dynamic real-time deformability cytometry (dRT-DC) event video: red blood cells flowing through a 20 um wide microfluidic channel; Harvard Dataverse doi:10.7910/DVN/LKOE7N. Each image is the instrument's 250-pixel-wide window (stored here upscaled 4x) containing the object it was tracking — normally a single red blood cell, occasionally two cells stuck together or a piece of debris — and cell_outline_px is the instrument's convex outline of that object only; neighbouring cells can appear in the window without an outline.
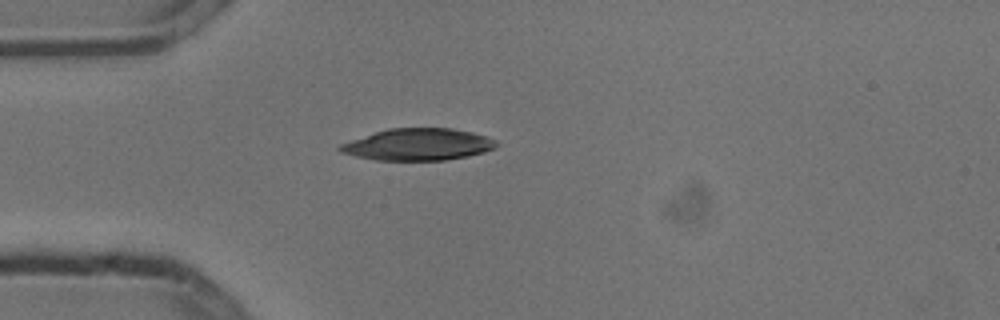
{"species": "common noctule bat (a hibernating species)", "species_latin": "Nyctalus noctula", "temperature_condition": "cold", "stored_images_in_passage": 2, "camera_frame_rate_fps": 3000, "um_per_image_px": 0.085, "animal": {"sex": "male", "body_mass_g": 13.3}, "frame": {"image": 1, "passage_image": 1, "time_ms": 0.0, "image_size_px": [1000, 320], "cell_outline_px": [[500, 144], [496, 148], [484, 152], [468, 156], [444, 160], [376, 160], [356, 156], [340, 152], [336, 148], [340, 144], [388, 128], [452, 128], [472, 132], [496, 140]], "centroid_in_image_um": [35.56, 12.28], "position_along_channel_um": 49.4, "area_um2": 28.96}}